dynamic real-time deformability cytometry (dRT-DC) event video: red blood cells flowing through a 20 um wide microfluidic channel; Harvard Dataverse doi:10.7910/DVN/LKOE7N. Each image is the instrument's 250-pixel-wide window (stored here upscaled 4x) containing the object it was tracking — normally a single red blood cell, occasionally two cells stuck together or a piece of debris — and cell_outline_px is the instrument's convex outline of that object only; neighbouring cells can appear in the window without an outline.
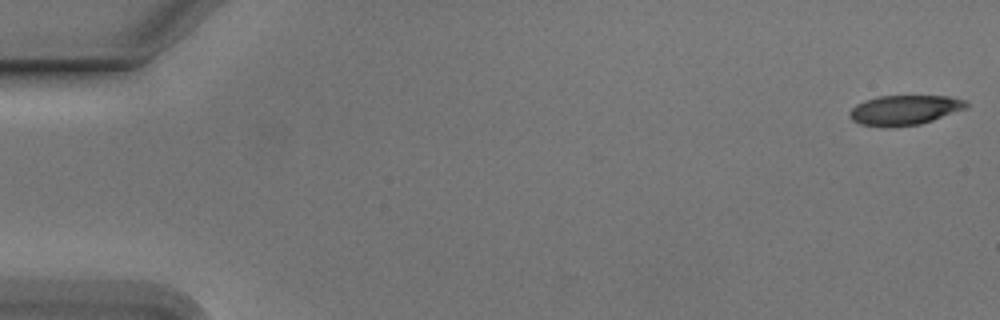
{"species": "Egyptian fruit bat (a non-hibernating species)", "species_latin": "Rousettus aegyptiacus", "temperature_condition": "cold", "stored_images_in_passage": 8, "camera_frame_rate_fps": 3000, "um_per_image_px": 0.085, "animal": {"sex": "male"}, "frame": {"image": 1, "passage_image": 1, "time_ms": 0.0, "image_size_px": [1000, 320], "cell_outline_px": [[968, 108], [920, 124], [888, 128], [860, 124], [852, 120], [848, 116], [848, 112], [856, 104], [864, 100], [876, 96], [948, 96], [964, 100], [968, 104]], "centroid_in_image_um": [76.84, 9.36], "position_along_channel_um": 8.2, "area_um2": 20.46}}